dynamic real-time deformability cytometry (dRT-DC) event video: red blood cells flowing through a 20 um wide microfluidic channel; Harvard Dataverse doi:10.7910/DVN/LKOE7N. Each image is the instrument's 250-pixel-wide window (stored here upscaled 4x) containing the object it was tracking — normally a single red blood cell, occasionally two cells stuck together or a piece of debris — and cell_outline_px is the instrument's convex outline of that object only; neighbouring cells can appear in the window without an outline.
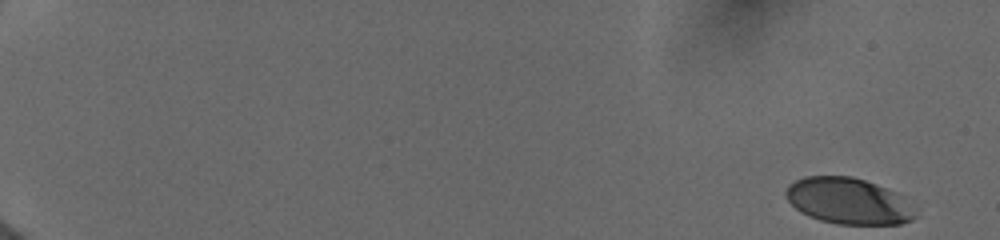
{"species": "human", "species_latin": "Homo sapiens", "temperature_condition": "cold", "stored_images_in_passage": 28, "camera_frame_rate_fps": 3000, "um_per_image_px": 0.085, "donor": {"sex": "female"}, "frame": {"image": 1, "passage_image": 1, "time_ms": 0.0, "image_size_px": [1000, 240], "cell_outline_px": [[920, 208], [916, 216], [912, 220], [900, 224], [836, 224], [820, 220], [808, 216], [800, 212], [784, 196], [784, 192], [788, 184], [804, 176], [852, 176], [876, 184], [896, 192]], "centroid_in_image_um": [72.16, 17.09], "position_along_channel_um": 12.8, "area_um2": 35.43}}
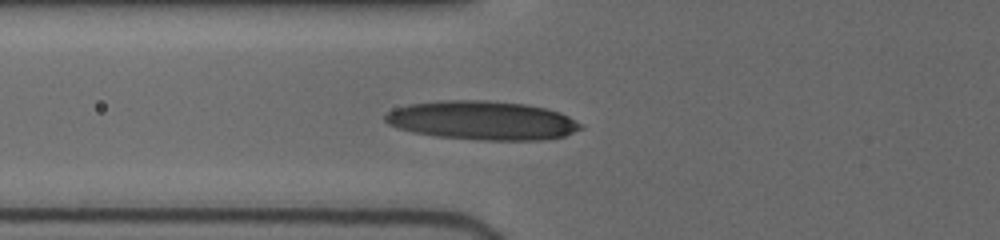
{"frame": {"image": 2, "passage_image": 23, "time_ms": 7.0, "image_size_px": [1000, 240], "cell_outline_px": [[584, 128], [564, 136], [548, 140], [480, 140], [436, 136], [412, 132], [388, 124], [384, 120], [384, 116], [388, 112], [396, 108], [408, 104], [440, 100], [488, 100], [524, 104], [544, 108], [560, 112], [584, 124]], "centroid_in_image_um": [41.02, 10.24], "position_along_channel_um": 84.8, "area_um2": 44.51}}
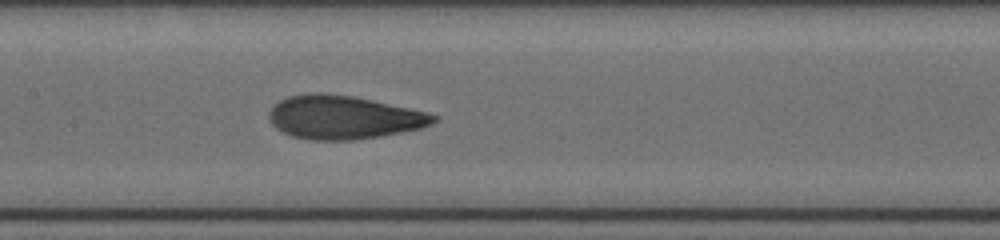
{"frame": {"image": 3, "passage_image": 28, "time_ms": 9.333, "image_size_px": [1000, 240], "cell_outline_px": [[436, 120], [420, 128], [380, 136], [352, 140], [308, 140], [292, 136], [276, 128], [272, 124], [268, 116], [268, 112], [280, 100], [288, 96], [308, 92], [324, 92], [352, 96], [372, 100], [408, 108], [424, 112], [436, 116]], "centroid_in_image_um": [29.12, 9.96], "position_along_channel_um": 178.3, "area_um2": 41.33}}